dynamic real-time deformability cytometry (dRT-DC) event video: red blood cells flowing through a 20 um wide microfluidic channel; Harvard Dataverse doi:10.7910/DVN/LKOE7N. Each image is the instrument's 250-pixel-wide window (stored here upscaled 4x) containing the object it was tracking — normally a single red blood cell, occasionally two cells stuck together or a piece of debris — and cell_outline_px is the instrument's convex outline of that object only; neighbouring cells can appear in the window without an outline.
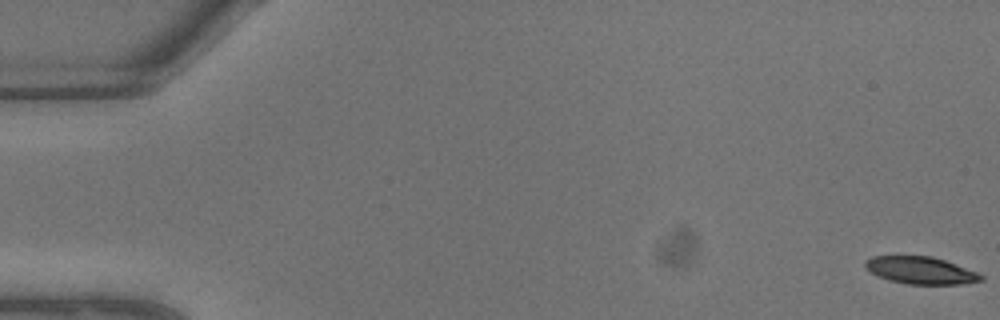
{"species": "common noctule bat (a hibernating species)", "species_latin": "Nyctalus noctula", "temperature_condition": "warm", "stored_images_in_passage": 9, "camera_frame_rate_fps": 3000, "um_per_image_px": 0.085, "animal": {"sex": "male", "body_mass_g": 13.3}, "frame": {"image": 1, "passage_image": 1, "time_ms": 0.0, "image_size_px": [1000, 320], "cell_outline_px": [[984, 280], [964, 284], [908, 284], [888, 280], [876, 276], [864, 264], [864, 260], [872, 256], [932, 256], [980, 272], [984, 276]], "centroid_in_image_um": [78.3, 22.98], "position_along_channel_um": 6.7, "area_um2": 18.55}}
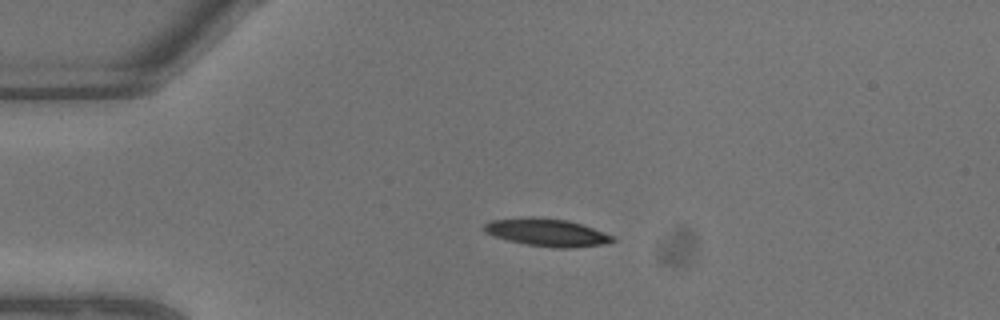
{"frame": {"image": 2, "passage_image": 6, "time_ms": 1.667, "image_size_px": [1000, 320], "cell_outline_px": [[616, 240], [608, 244], [572, 248], [552, 248], [524, 244], [508, 240], [484, 232], [484, 224], [492, 220], [528, 216], [536, 216], [568, 220], [616, 236]], "centroid_in_image_um": [46.53, 19.76], "position_along_channel_um": 38.5, "area_um2": 20.98}}
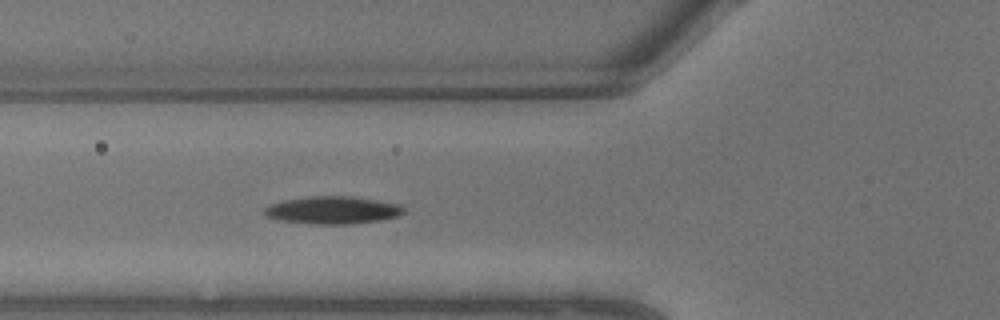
{"frame": {"image": 3, "passage_image": 9, "time_ms": 2.667, "image_size_px": [1000, 320], "cell_outline_px": [[404, 212], [396, 216], [380, 220], [352, 224], [308, 224], [276, 220], [264, 216], [264, 208], [272, 204], [284, 200], [308, 196], [352, 196], [400, 204], [404, 208]], "centroid_in_image_um": [28.23, 17.87], "position_along_channel_um": 97.6, "area_um2": 22.54}}